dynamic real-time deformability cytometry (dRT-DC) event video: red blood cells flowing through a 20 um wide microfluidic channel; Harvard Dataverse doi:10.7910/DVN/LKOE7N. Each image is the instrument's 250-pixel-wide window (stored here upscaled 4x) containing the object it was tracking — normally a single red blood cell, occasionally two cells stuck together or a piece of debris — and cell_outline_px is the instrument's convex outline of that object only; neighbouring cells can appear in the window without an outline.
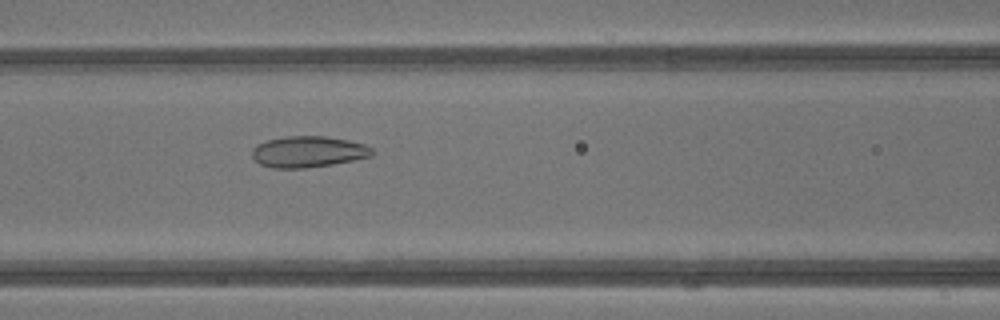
{"species": "common noctule bat (a hibernating species)", "species_latin": "Nyctalus noctula", "temperature_condition": "warm", "stored_images_in_passage": 34, "camera_frame_rate_fps": 3000, "um_per_image_px": 0.085, "animal": {"sex": "male", "body_mass_g": 13.3}, "frame": {"image": 1, "passage_image": 13, "time_ms": 4.0, "image_size_px": [1000, 320], "cell_outline_px": [[376, 152], [372, 156], [332, 164], [304, 168], [272, 168], [260, 164], [252, 156], [252, 148], [256, 144], [268, 140], [288, 136], [324, 136], [348, 140], [364, 144], [372, 148]], "centroid_in_image_um": [26.2, 12.9], "position_along_channel_um": 140.4, "area_um2": 21.79}}
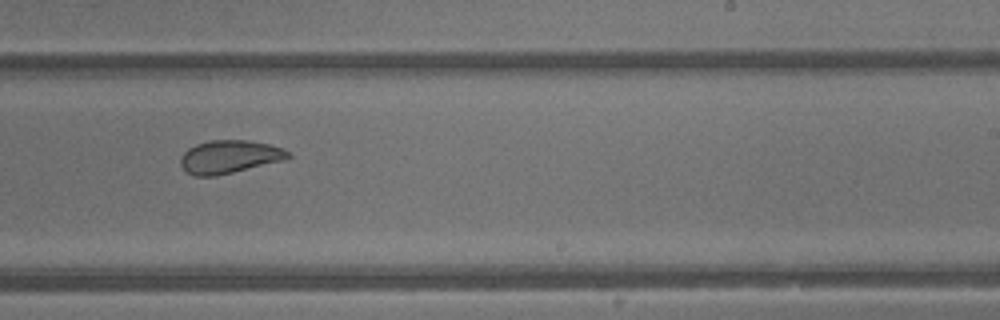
{"frame": {"image": 2, "passage_image": 21, "time_ms": 6.667, "image_size_px": [1000, 320], "cell_outline_px": [[292, 156], [288, 160], [216, 176], [192, 176], [180, 164], [180, 156], [188, 148], [196, 144], [208, 140], [248, 140], [268, 144], [284, 148]], "centroid_in_image_um": [19.53, 13.33], "position_along_channel_um": 269.5, "area_um2": 21.04}}
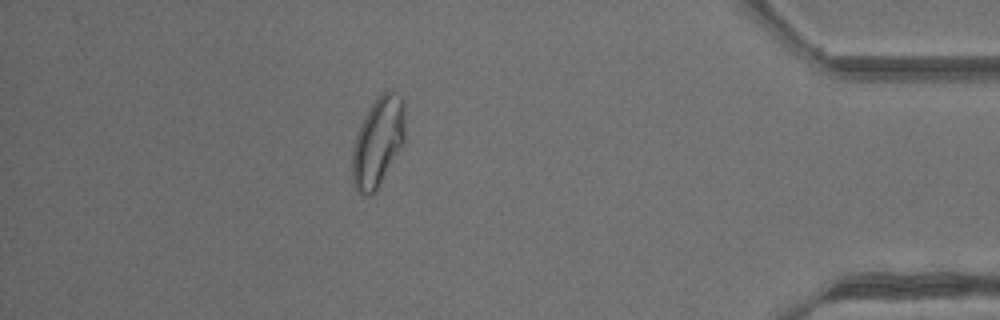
{"frame": {"image": 3, "passage_image": 32, "time_ms": 10.333, "image_size_px": [1000, 320], "cell_outline_px": [[404, 144], [376, 192], [368, 196], [360, 192], [352, 184], [352, 148], [360, 124], [364, 116], [376, 96], [380, 92], [392, 88], [404, 100]], "centroid_in_image_um": [32.13, 12.03], "position_along_channel_um": 403.1, "area_um2": 28.09}, "authors_computed_cell_mechanics": {"area_um2": 22.542, "velocity_mm_per_s": 4.8607, "shape_relaxation_time_tau1_ms": null, "shape_relaxation_time_tau2_ms": 0.8342, "deformation_change_tau1": null, "deformation_change_tau2": 0.0755}}